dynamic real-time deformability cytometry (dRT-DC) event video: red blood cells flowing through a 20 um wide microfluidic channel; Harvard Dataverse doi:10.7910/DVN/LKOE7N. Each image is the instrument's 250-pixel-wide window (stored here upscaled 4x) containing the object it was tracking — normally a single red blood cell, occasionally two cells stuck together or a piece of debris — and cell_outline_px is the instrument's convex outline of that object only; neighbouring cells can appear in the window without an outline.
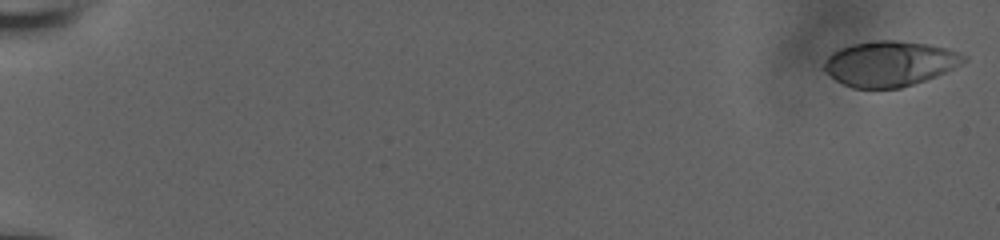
{"species": "human", "species_latin": "Homo sapiens", "temperature_condition": "room temperature", "stored_images_in_passage": 12, "camera_frame_rate_fps": 3000, "um_per_image_px": 0.085, "donor": {"sex": "male"}, "frame": {"image": 1, "passage_image": 1, "time_ms": 0.0, "image_size_px": [1000, 240], "cell_outline_px": [[968, 60], [936, 76], [900, 88], [852, 88], [836, 80], [824, 68], [824, 64], [828, 56], [832, 52], [840, 48], [852, 44], [876, 40], [896, 40], [928, 44], [948, 48], [968, 56]], "centroid_in_image_um": [75.64, 5.39], "position_along_channel_um": 9.4, "area_um2": 36.59}}
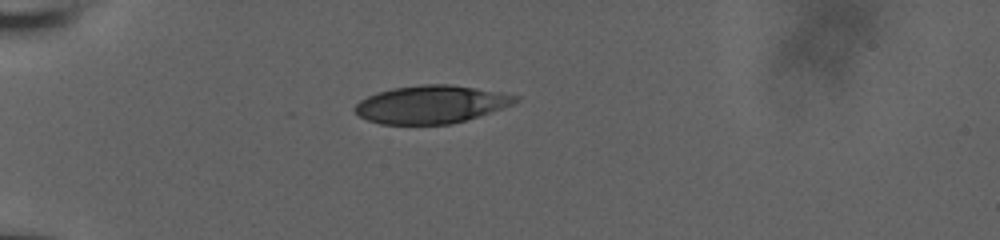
{"frame": {"image": 2, "passage_image": 9, "time_ms": 2.667, "image_size_px": [1000, 240], "cell_outline_px": [[516, 100], [512, 104], [464, 120], [448, 124], [380, 124], [368, 120], [360, 116], [352, 108], [360, 100], [376, 92], [392, 88], [420, 84], [448, 84], [476, 88], [500, 92], [516, 96]], "centroid_in_image_um": [36.55, 8.86], "position_along_channel_um": 48.4, "area_um2": 34.91}}
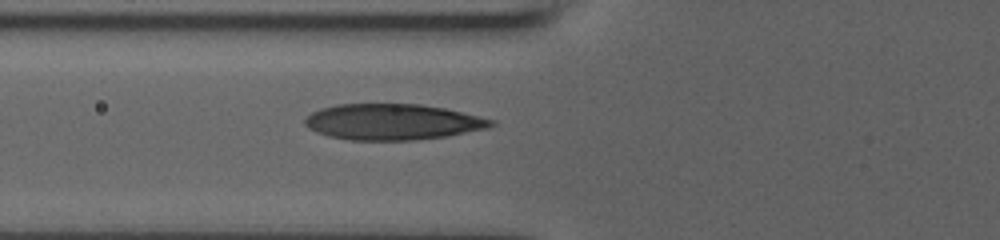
{"frame": {"image": 3, "passage_image": 12, "time_ms": 3.667, "image_size_px": [1000, 240], "cell_outline_px": [[496, 124], [488, 128], [448, 136], [412, 140], [352, 140], [328, 136], [308, 128], [304, 124], [304, 120], [312, 112], [320, 108], [336, 104], [420, 104], [444, 108], [496, 120]], "centroid_in_image_um": [33.38, 10.36], "position_along_channel_um": 92.4, "area_um2": 39.02}}